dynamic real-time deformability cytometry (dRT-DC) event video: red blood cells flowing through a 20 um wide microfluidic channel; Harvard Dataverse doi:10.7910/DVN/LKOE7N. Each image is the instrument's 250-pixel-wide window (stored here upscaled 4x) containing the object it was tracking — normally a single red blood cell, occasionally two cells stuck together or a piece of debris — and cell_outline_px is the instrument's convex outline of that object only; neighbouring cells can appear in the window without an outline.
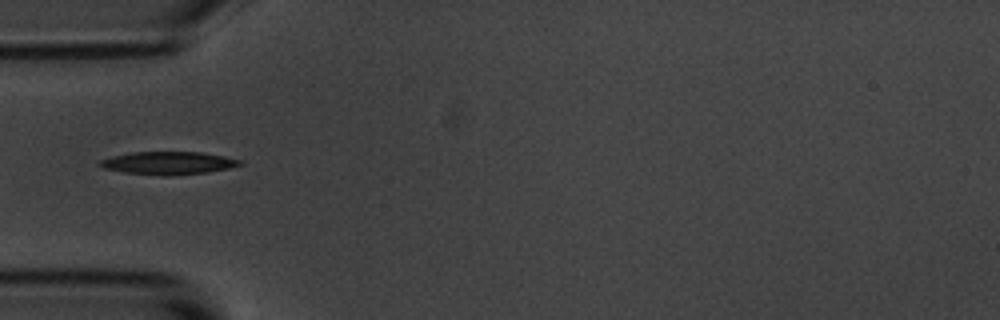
{"species": "common noctule bat (a hibernating species)", "species_latin": "Nyctalus noctula", "temperature_condition": "room temperature", "stored_images_in_passage": 5, "camera_frame_rate_fps": 3000, "um_per_image_px": 0.085, "animal": {"sex": "male", "body_mass_g": 20.1, "forearm_length_mm": 53.5}, "frame": {"image": 1, "passage_image": 5, "time_ms": 5.333, "image_size_px": [1000, 320], "cell_outline_px": [[244, 164], [228, 168], [208, 172], [168, 176], [164, 176], [124, 172], [104, 168], [96, 164], [100, 160], [112, 156], [132, 152], [200, 152], [224, 156], [244, 160]], "centroid_in_image_um": [14.32, 13.86], "position_along_channel_um": 70.7, "area_um2": 18.73}}